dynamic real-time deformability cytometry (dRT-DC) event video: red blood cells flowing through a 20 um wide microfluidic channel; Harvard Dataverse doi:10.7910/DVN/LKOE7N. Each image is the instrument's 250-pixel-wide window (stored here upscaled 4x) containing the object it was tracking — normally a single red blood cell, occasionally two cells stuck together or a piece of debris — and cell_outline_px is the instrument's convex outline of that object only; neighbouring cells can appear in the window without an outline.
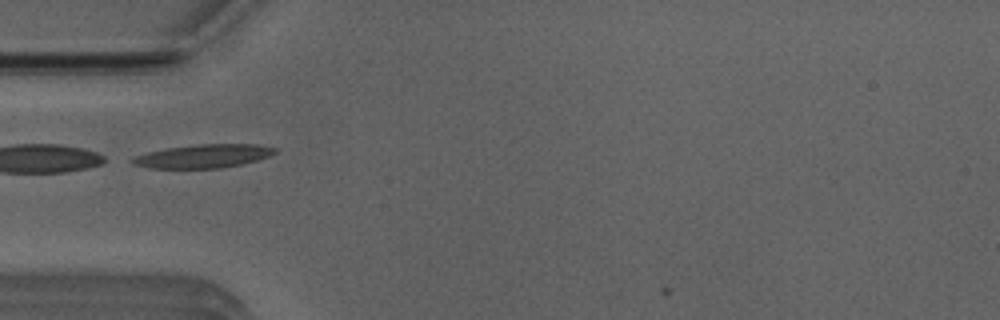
{"species": "Egyptian fruit bat (a non-hibernating species)", "species_latin": "Rousettus aegyptiacus", "temperature_condition": "room temperature", "stored_images_in_passage": 32, "camera_frame_rate_fps": 3000, "um_per_image_px": 0.085, "animal": {"sex": "male"}, "frame": {"image": 1, "passage_image": 1, "time_ms": 0.0, "image_size_px": [1000, 320], "cell_outline_px": [[276, 152], [268, 156], [256, 160], [240, 164], [220, 168], [148, 168], [132, 164], [128, 160], [132, 156], [148, 152], [168, 148], [196, 144], [260, 144], [276, 148]], "centroid_in_image_um": [17.22, 13.27], "position_along_channel_um": 67.8, "area_um2": 19.54}, "authors_computed_cell_mechanics": {"area_um2": 19.1318, "velocity_mm_per_s": 3.9218, "shape_relaxation_time_tau1_ms": 6.2805, "shape_relaxation_time_tau2_ms": 2.2024, "deformation_change_tau1": 0.2099, "deformation_change_tau2": 0.1148}}